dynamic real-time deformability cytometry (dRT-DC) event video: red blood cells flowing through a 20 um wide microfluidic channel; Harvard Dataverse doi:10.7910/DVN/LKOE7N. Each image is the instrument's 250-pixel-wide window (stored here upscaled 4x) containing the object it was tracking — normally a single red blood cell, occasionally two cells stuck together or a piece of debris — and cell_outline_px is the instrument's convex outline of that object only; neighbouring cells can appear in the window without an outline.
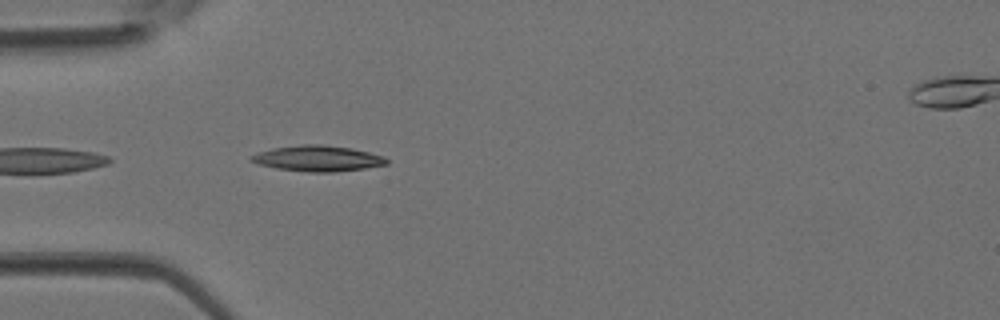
{"species": "Egyptian fruit bat (a non-hibernating species)", "species_latin": "Rousettus aegyptiacus", "temperature_condition": "room temperature", "stored_images_in_passage": 3, "camera_frame_rate_fps": 3000, "um_per_image_px": 0.085, "animal": {"sex": "female"}, "frame": {"image": 1, "passage_image": 2, "time_ms": 0.333, "image_size_px": [1000, 320], "cell_outline_px": [[388, 164], [364, 168], [332, 172], [308, 172], [276, 168], [260, 164], [252, 160], [248, 156], [256, 152], [272, 148], [304, 144], [324, 144], [352, 148], [384, 156], [388, 160]], "centroid_in_image_um": [27.0, 13.45], "position_along_channel_um": 58.0, "area_um2": 20.29}}